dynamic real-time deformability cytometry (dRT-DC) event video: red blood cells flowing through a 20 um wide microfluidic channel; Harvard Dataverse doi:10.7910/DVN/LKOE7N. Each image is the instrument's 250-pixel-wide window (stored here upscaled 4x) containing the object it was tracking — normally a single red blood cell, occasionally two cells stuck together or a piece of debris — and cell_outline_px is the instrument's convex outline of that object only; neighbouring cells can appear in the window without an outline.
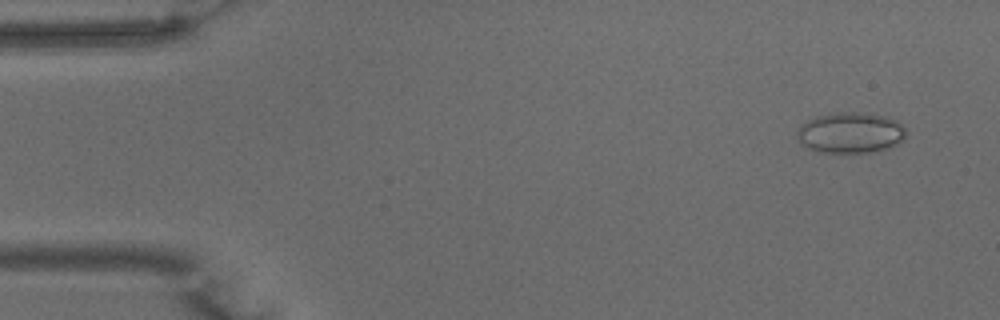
{"species": "common noctule bat (a hibernating species)", "species_latin": "Nyctalus noctula", "temperature_condition": "warm", "stored_images_in_passage": 51, "camera_frame_rate_fps": 3000, "um_per_image_px": 0.085, "animal": {"sex": "male", "body_mass_g": 15.6}, "frame": {"image": 1, "passage_image": 4, "time_ms": 1.0, "image_size_px": [1000, 320], "cell_outline_px": [[904, 140], [884, 148], [872, 152], [820, 152], [808, 148], [800, 144], [796, 136], [796, 132], [800, 124], [816, 116], [840, 112], [856, 112], [884, 116], [896, 120], [904, 128]], "centroid_in_image_um": [72.22, 11.28], "position_along_channel_um": 12.8, "area_um2": 25.66}}
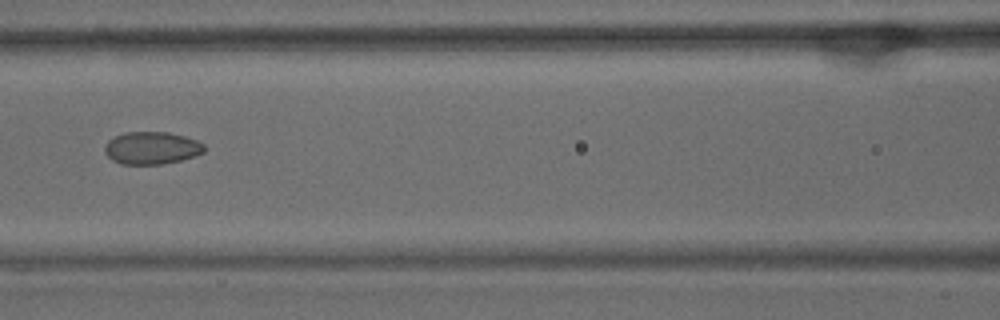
{"frame": {"image": 2, "passage_image": 23, "time_ms": 7.333, "image_size_px": [1000, 320], "cell_outline_px": [[204, 152], [180, 160], [160, 164], [120, 164], [112, 160], [104, 152], [104, 148], [108, 140], [124, 132], [168, 132], [184, 136], [196, 140], [204, 144]], "centroid_in_image_um": [12.86, 12.57], "position_along_channel_um": 153.7, "area_um2": 18.73}}
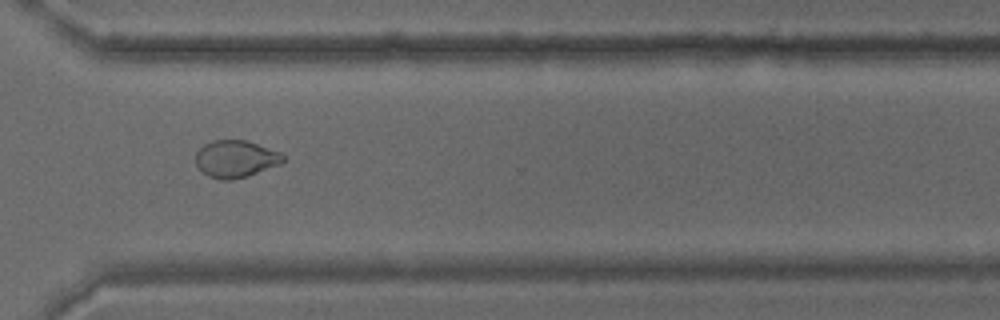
{"frame": {"image": 3, "passage_image": 38, "time_ms": 12.333, "image_size_px": [1000, 320], "cell_outline_px": [[284, 160], [280, 164], [248, 176], [232, 180], [220, 180], [208, 176], [196, 164], [196, 152], [204, 144], [212, 140], [248, 140], [280, 152], [284, 156]], "centroid_in_image_um": [20.03, 13.5], "position_along_channel_um": 350.6, "area_um2": 18.96}, "authors_computed_cell_mechanics": {"area_um2": 20.6924, "velocity_mm_per_s": 3.9419, "shape_relaxation_time_tau1_ms": null, "shape_relaxation_time_tau2_ms": 1.5192, "deformation_change_tau1": null, "deformation_change_tau2": 0.0517}}